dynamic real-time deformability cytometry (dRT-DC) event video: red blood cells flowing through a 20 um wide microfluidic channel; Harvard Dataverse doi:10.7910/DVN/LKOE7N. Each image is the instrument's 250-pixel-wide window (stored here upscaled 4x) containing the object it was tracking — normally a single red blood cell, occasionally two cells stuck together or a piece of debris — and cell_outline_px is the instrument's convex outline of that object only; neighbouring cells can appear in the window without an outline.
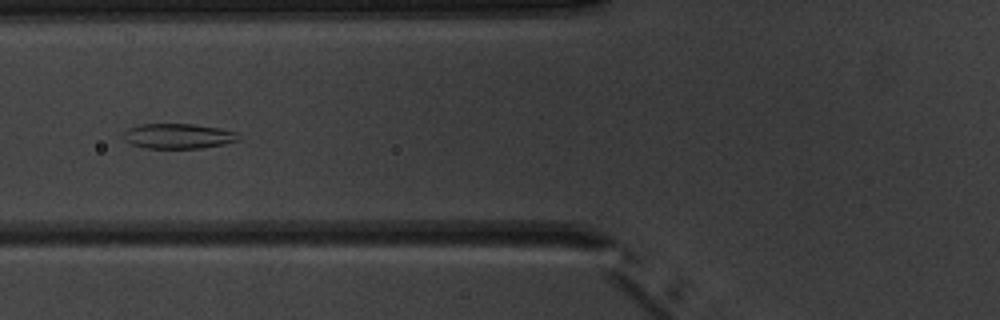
{"species": "common noctule bat (a hibernating species)", "species_latin": "Nyctalus noctula", "temperature_condition": "warm", "stored_images_in_passage": 5, "camera_frame_rate_fps": 3000, "um_per_image_px": 0.085, "animal": {"sex": "male", "body_mass_g": 20.1, "forearm_length_mm": 53.5}, "frame": {"image": 1, "passage_image": 5, "time_ms": 5.0, "image_size_px": [1000, 320], "cell_outline_px": [[240, 140], [224, 144], [200, 148], [144, 148], [132, 144], [124, 140], [124, 132], [128, 128], [140, 124], [192, 124], [220, 128], [240, 132]], "centroid_in_image_um": [15.19, 11.56], "position_along_channel_um": 110.6, "area_um2": 16.94}}